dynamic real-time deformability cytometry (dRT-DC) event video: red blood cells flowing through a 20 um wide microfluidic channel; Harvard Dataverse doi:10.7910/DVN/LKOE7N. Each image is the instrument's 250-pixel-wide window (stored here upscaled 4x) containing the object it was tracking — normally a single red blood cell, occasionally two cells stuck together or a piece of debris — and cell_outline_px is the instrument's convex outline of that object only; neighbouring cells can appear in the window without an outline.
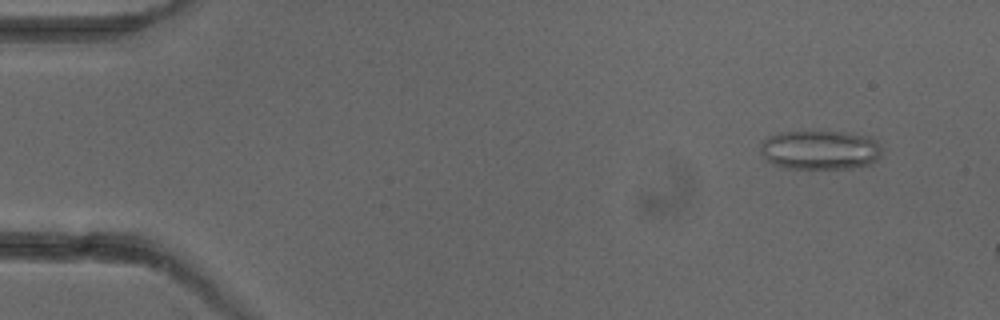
{"species": "common noctule bat (a hibernating species)", "species_latin": "Nyctalus noctula", "temperature_condition": "cold", "stored_images_in_passage": 4, "camera_frame_rate_fps": 3000, "um_per_image_px": 0.085, "animal": {"sex": "female"}, "frame": {"image": 1, "passage_image": 2, "time_ms": 1.0, "image_size_px": [1000, 320], "cell_outline_px": [[880, 156], [876, 160], [868, 164], [852, 168], [788, 168], [772, 164], [764, 160], [760, 148], [760, 144], [768, 136], [780, 132], [820, 128], [868, 136], [876, 140], [880, 148]], "centroid_in_image_um": [69.65, 12.69], "position_along_channel_um": 15.3, "area_um2": 28.61}}